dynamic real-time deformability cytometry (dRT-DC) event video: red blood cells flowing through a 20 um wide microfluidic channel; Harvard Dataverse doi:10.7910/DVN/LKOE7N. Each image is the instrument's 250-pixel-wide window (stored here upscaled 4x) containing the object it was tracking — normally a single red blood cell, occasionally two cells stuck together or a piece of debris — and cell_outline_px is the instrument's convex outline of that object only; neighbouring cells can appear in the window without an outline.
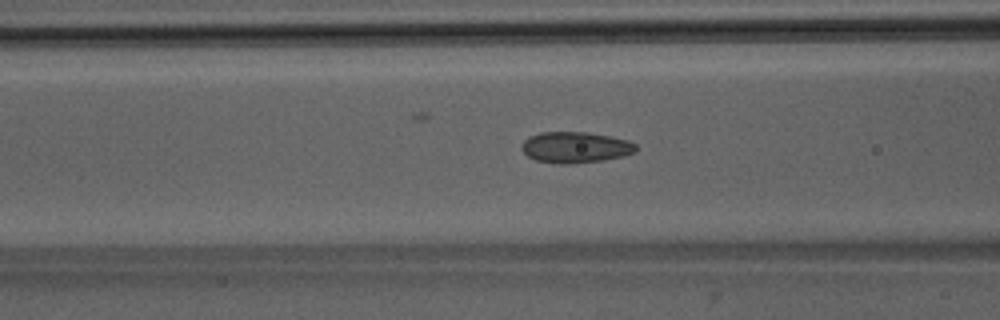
{"species": "Egyptian fruit bat (a non-hibernating species)", "species_latin": "Rousettus aegyptiacus", "temperature_condition": "room temperature", "stored_images_in_passage": 36, "camera_frame_rate_fps": 3000, "um_per_image_px": 0.085, "animal": {"sex": "male"}, "frame": {"image": 1, "passage_image": 5, "time_ms": 1.333, "image_size_px": [1000, 320], "cell_outline_px": [[636, 152], [624, 156], [604, 160], [568, 164], [560, 164], [536, 160], [528, 156], [520, 148], [520, 144], [528, 136], [540, 132], [584, 132], [608, 136], [628, 140], [636, 144]], "centroid_in_image_um": [48.88, 12.52], "position_along_channel_um": 117.7, "area_um2": 20.75}}
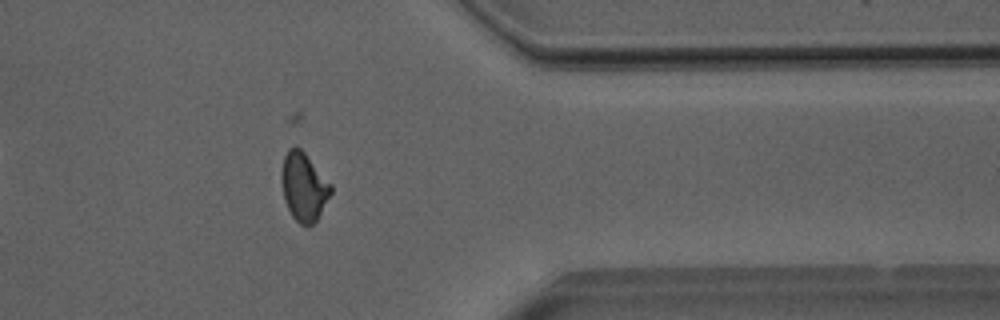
{"frame": {"image": 2, "passage_image": 26, "time_ms": 8.333, "image_size_px": [1000, 320], "cell_outline_px": [[332, 192], [316, 220], [308, 228], [300, 224], [292, 216], [284, 200], [280, 180], [280, 172], [284, 156], [288, 148], [300, 148], [304, 152], [332, 184]], "centroid_in_image_um": [25.8, 15.88], "position_along_channel_um": 385.6, "area_um2": 19.77}}
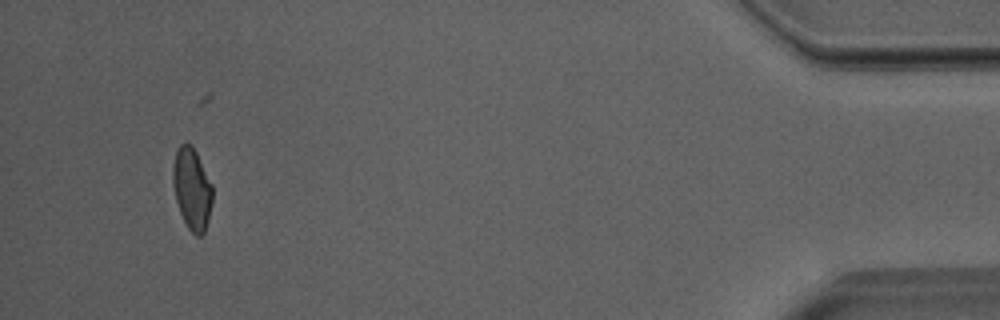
{"frame": {"image": 3, "passage_image": 33, "time_ms": 10.667, "image_size_px": [1000, 320], "cell_outline_px": [[212, 204], [208, 220], [204, 232], [200, 236], [196, 236], [188, 228], [180, 212], [176, 200], [172, 180], [172, 168], [176, 152], [180, 144], [188, 144], [196, 152], [212, 184]], "centroid_in_image_um": [16.32, 16.07], "position_along_channel_um": 418.9, "area_um2": 18.61}, "authors_computed_cell_mechanics": {"area_um2": 19.6809, "velocity_mm_per_s": 4.0181, "shape_relaxation_time_tau1_ms": null, "shape_relaxation_time_tau2_ms": 6.6356, "deformation_change_tau1": null, "deformation_change_tau2": 0.1501}}